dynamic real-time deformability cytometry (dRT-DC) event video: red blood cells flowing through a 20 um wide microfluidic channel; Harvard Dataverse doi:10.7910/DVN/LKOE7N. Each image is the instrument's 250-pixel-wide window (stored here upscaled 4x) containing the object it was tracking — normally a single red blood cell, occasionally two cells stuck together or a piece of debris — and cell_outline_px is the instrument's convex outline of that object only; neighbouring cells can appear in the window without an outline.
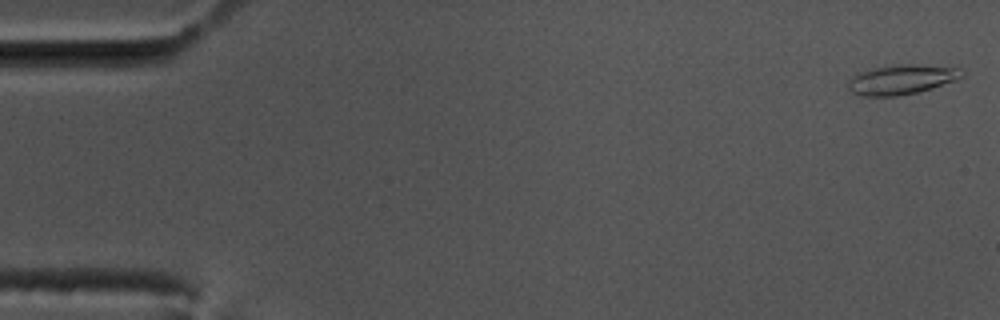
{"species": "common noctule bat (a hibernating species)", "species_latin": "Nyctalus noctula", "temperature_condition": "cold", "stored_images_in_passage": 57, "camera_frame_rate_fps": 3000, "um_per_image_px": 0.085, "animal": {"sex": "male", "body_mass_g": 17.5, "forearm_length_mm": 52.3}, "frame": {"image": 1, "passage_image": 1, "time_ms": 0.0, "image_size_px": [1000, 320], "cell_outline_px": [[964, 76], [956, 80], [932, 88], [900, 96], [860, 96], [852, 92], [848, 88], [848, 80], [852, 76], [860, 72], [872, 68], [900, 64], [912, 64], [956, 68], [964, 72]], "centroid_in_image_um": [76.6, 6.77], "position_along_channel_um": 8.4, "area_um2": 19.59}}
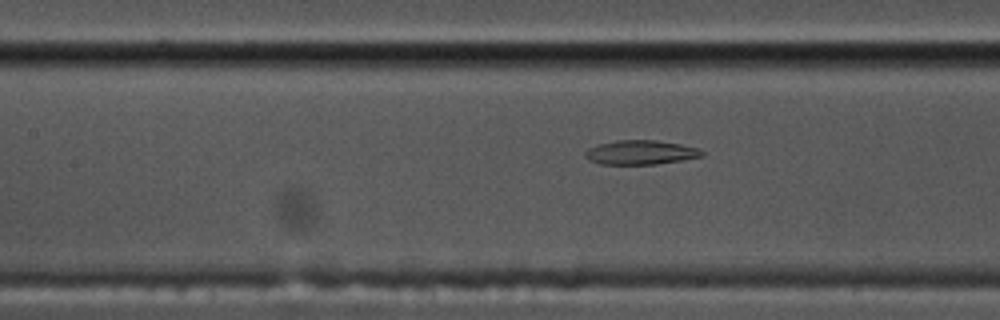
{"frame": {"image": 2, "passage_image": 25, "time_ms": 8.0, "image_size_px": [1000, 320], "cell_outline_px": [[704, 156], [656, 164], [600, 164], [588, 160], [584, 156], [584, 152], [588, 148], [600, 144], [616, 140], [656, 140], [680, 144], [696, 148], [704, 152]], "centroid_in_image_um": [54.41, 12.95], "position_along_channel_um": 153.0, "area_um2": 16.42}}
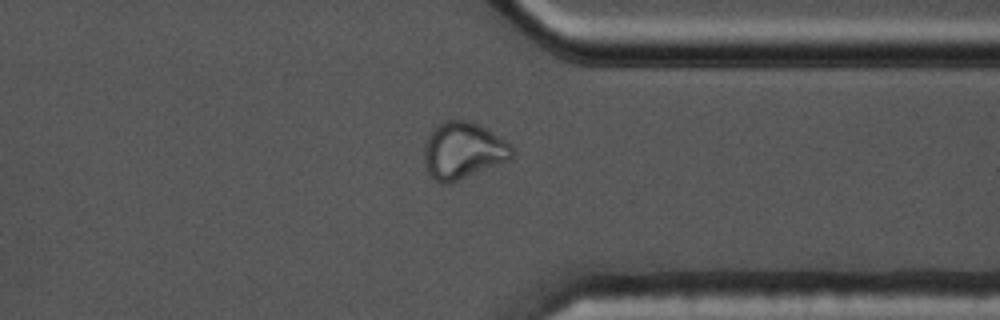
{"frame": {"image": 3, "passage_image": 44, "time_ms": 14.333, "image_size_px": [1000, 320], "cell_outline_px": [[516, 156], [512, 160], [448, 184], [440, 184], [428, 172], [424, 164], [424, 144], [428, 136], [444, 120], [468, 120], [484, 128], [512, 144], [516, 148]], "centroid_in_image_um": [39.42, 12.83], "position_along_channel_um": 372.0, "area_um2": 29.3}, "authors_computed_cell_mechanics": {"area_um2": 18.4382, "velocity_mm_per_s": 3.5053, "shape_relaxation_time_tau1_ms": null, "shape_relaxation_time_tau2_ms": 2.3591, "deformation_change_tau1": null, "deformation_change_tau2": 0.075}}